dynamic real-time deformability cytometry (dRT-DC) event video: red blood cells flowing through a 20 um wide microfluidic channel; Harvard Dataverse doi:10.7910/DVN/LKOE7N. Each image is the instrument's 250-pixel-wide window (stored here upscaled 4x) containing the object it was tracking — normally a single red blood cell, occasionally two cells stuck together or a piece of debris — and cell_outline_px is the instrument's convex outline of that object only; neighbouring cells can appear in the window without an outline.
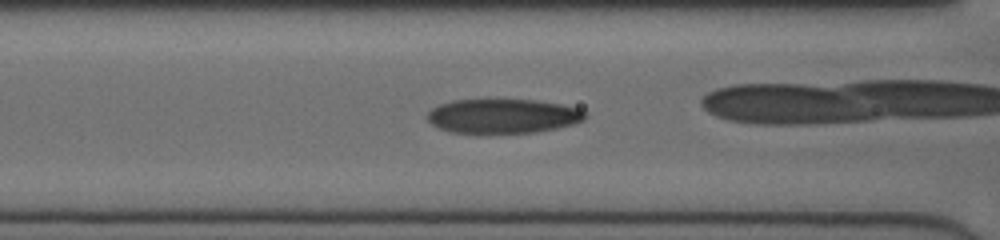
{"species": "human", "species_latin": "Homo sapiens", "temperature_condition": "cold", "stored_images_in_passage": 21, "camera_frame_rate_fps": 3000, "um_per_image_px": 0.085, "donor": {"sex": "female"}, "frame": {"image": 1, "passage_image": 4, "time_ms": 1.0, "image_size_px": [1000, 240], "cell_outline_px": [[588, 112], [584, 120], [572, 124], [556, 128], [536, 132], [452, 132], [440, 128], [432, 124], [428, 120], [428, 112], [432, 108], [440, 104], [452, 100], [536, 100], [560, 104], [580, 108]], "centroid_in_image_um": [42.79, 9.85], "position_along_channel_um": 123.8, "area_um2": 31.27}}
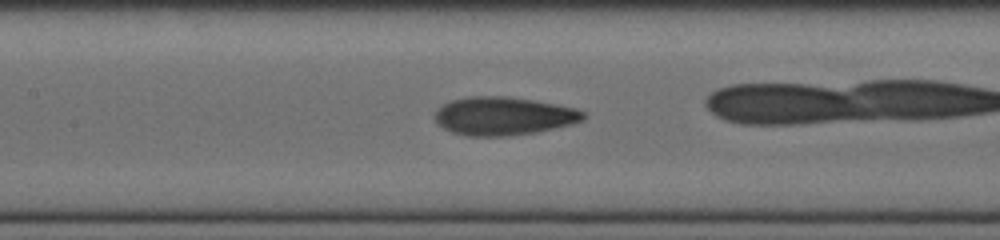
{"frame": {"image": 2, "passage_image": 7, "time_ms": 2.0, "image_size_px": [1000, 240], "cell_outline_px": [[588, 112], [584, 120], [572, 124], [536, 132], [508, 136], [468, 136], [452, 132], [436, 124], [436, 108], [452, 100], [468, 96], [508, 96], [536, 100], [576, 108]], "centroid_in_image_um": [42.83, 9.85], "position_along_channel_um": 164.6, "area_um2": 33.41}}
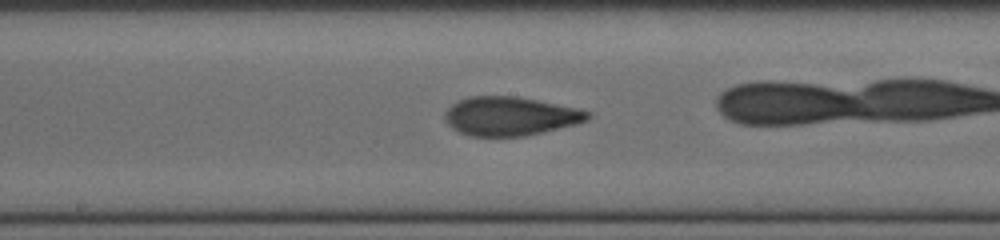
{"frame": {"image": 3, "passage_image": 10, "time_ms": 3.0, "image_size_px": [1000, 240], "cell_outline_px": [[592, 116], [588, 120], [576, 124], [544, 132], [524, 136], [472, 136], [460, 132], [452, 128], [444, 120], [444, 116], [448, 108], [456, 100], [468, 96], [516, 96], [580, 108], [592, 112]], "centroid_in_image_um": [43.39, 9.86], "position_along_channel_um": 204.8, "area_um2": 32.6}}